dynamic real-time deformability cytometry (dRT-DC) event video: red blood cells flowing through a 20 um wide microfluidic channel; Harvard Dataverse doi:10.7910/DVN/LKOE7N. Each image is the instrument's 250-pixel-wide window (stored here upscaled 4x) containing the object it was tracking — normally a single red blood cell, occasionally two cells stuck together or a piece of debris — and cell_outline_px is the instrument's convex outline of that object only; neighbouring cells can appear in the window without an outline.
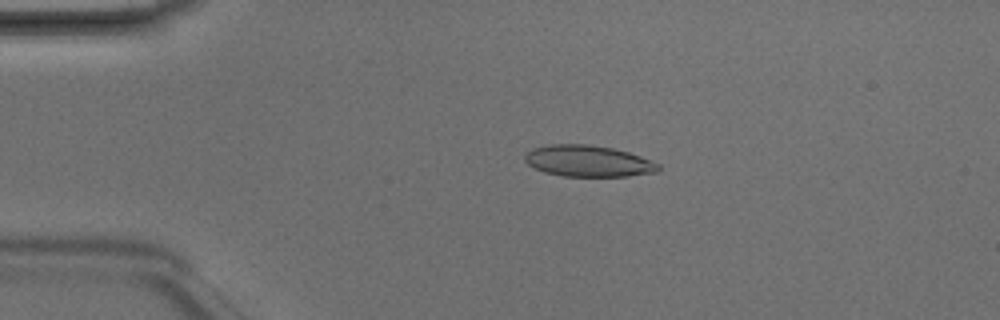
{"species": "Egyptian fruit bat (a non-hibernating species)", "species_latin": "Rousettus aegyptiacus", "temperature_condition": "room temperature", "stored_images_in_passage": 3, "camera_frame_rate_fps": 3000, "um_per_image_px": 0.085, "animal": {"sex": "male"}, "frame": {"image": 1, "passage_image": 2, "time_ms": 0.333, "image_size_px": [1000, 320], "cell_outline_px": [[660, 168], [656, 172], [628, 176], [564, 176], [544, 172], [528, 164], [524, 160], [524, 156], [532, 148], [552, 144], [588, 144], [612, 148], [628, 152], [640, 156], [660, 164]], "centroid_in_image_um": [49.99, 13.69], "position_along_channel_um": 35.0, "area_um2": 24.28}}